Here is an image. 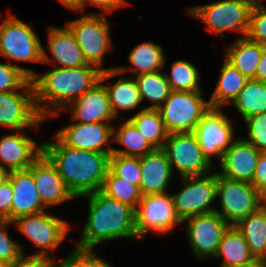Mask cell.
<instances>
[{"label":"cell","mask_w":266,"mask_h":267,"mask_svg":"<svg viewBox=\"0 0 266 267\" xmlns=\"http://www.w3.org/2000/svg\"><path fill=\"white\" fill-rule=\"evenodd\" d=\"M261 262L264 264V266L266 267V255L265 257L261 260Z\"/></svg>","instance_id":"obj_52"},{"label":"cell","mask_w":266,"mask_h":267,"mask_svg":"<svg viewBox=\"0 0 266 267\" xmlns=\"http://www.w3.org/2000/svg\"><path fill=\"white\" fill-rule=\"evenodd\" d=\"M90 3L94 6H98L103 9L105 12H113L116 8L123 7L127 4L125 0H82V9L85 8V5Z\"/></svg>","instance_id":"obj_45"},{"label":"cell","mask_w":266,"mask_h":267,"mask_svg":"<svg viewBox=\"0 0 266 267\" xmlns=\"http://www.w3.org/2000/svg\"><path fill=\"white\" fill-rule=\"evenodd\" d=\"M201 96V91H171L158 109L168 134L194 132L211 107Z\"/></svg>","instance_id":"obj_4"},{"label":"cell","mask_w":266,"mask_h":267,"mask_svg":"<svg viewBox=\"0 0 266 267\" xmlns=\"http://www.w3.org/2000/svg\"><path fill=\"white\" fill-rule=\"evenodd\" d=\"M8 181L12 186V221L31 214L45 211L42 204L37 186L33 178L32 171L25 170L12 171Z\"/></svg>","instance_id":"obj_19"},{"label":"cell","mask_w":266,"mask_h":267,"mask_svg":"<svg viewBox=\"0 0 266 267\" xmlns=\"http://www.w3.org/2000/svg\"><path fill=\"white\" fill-rule=\"evenodd\" d=\"M101 83L99 81L88 92L70 103L72 118L78 120L79 123L106 122V120L115 118L108 92Z\"/></svg>","instance_id":"obj_22"},{"label":"cell","mask_w":266,"mask_h":267,"mask_svg":"<svg viewBox=\"0 0 266 267\" xmlns=\"http://www.w3.org/2000/svg\"><path fill=\"white\" fill-rule=\"evenodd\" d=\"M138 206L136 233L140 239L150 230L163 234L182 223L176 215L172 196L167 193L142 196Z\"/></svg>","instance_id":"obj_13"},{"label":"cell","mask_w":266,"mask_h":267,"mask_svg":"<svg viewBox=\"0 0 266 267\" xmlns=\"http://www.w3.org/2000/svg\"><path fill=\"white\" fill-rule=\"evenodd\" d=\"M89 199L88 219L78 248L93 249L105 240L137 237L135 209L107 197L101 191L85 195Z\"/></svg>","instance_id":"obj_3"},{"label":"cell","mask_w":266,"mask_h":267,"mask_svg":"<svg viewBox=\"0 0 266 267\" xmlns=\"http://www.w3.org/2000/svg\"><path fill=\"white\" fill-rule=\"evenodd\" d=\"M248 138L245 139L259 151L266 150V112L251 116L245 120Z\"/></svg>","instance_id":"obj_40"},{"label":"cell","mask_w":266,"mask_h":267,"mask_svg":"<svg viewBox=\"0 0 266 267\" xmlns=\"http://www.w3.org/2000/svg\"><path fill=\"white\" fill-rule=\"evenodd\" d=\"M104 86L108 92L110 106L115 117L119 109H135L142 102L136 80L133 77L120 78L114 85Z\"/></svg>","instance_id":"obj_33"},{"label":"cell","mask_w":266,"mask_h":267,"mask_svg":"<svg viewBox=\"0 0 266 267\" xmlns=\"http://www.w3.org/2000/svg\"><path fill=\"white\" fill-rule=\"evenodd\" d=\"M188 221L187 231L193 252L199 259L214 257L224 233L231 226L218 213L210 212L185 219Z\"/></svg>","instance_id":"obj_15"},{"label":"cell","mask_w":266,"mask_h":267,"mask_svg":"<svg viewBox=\"0 0 266 267\" xmlns=\"http://www.w3.org/2000/svg\"><path fill=\"white\" fill-rule=\"evenodd\" d=\"M100 191L107 197L128 204L135 210L142 199V194L138 186L115 176L110 170H108L104 178Z\"/></svg>","instance_id":"obj_34"},{"label":"cell","mask_w":266,"mask_h":267,"mask_svg":"<svg viewBox=\"0 0 266 267\" xmlns=\"http://www.w3.org/2000/svg\"><path fill=\"white\" fill-rule=\"evenodd\" d=\"M16 223L18 230L24 233L32 242L40 247V250L32 256L43 257L55 260L49 256V251H53L66 238L69 224L42 211L40 213L22 216L12 221Z\"/></svg>","instance_id":"obj_11"},{"label":"cell","mask_w":266,"mask_h":267,"mask_svg":"<svg viewBox=\"0 0 266 267\" xmlns=\"http://www.w3.org/2000/svg\"><path fill=\"white\" fill-rule=\"evenodd\" d=\"M36 72L32 70L0 63V92L20 90Z\"/></svg>","instance_id":"obj_37"},{"label":"cell","mask_w":266,"mask_h":267,"mask_svg":"<svg viewBox=\"0 0 266 267\" xmlns=\"http://www.w3.org/2000/svg\"><path fill=\"white\" fill-rule=\"evenodd\" d=\"M109 170L117 177L139 187L141 181L140 157L111 154Z\"/></svg>","instance_id":"obj_36"},{"label":"cell","mask_w":266,"mask_h":267,"mask_svg":"<svg viewBox=\"0 0 266 267\" xmlns=\"http://www.w3.org/2000/svg\"><path fill=\"white\" fill-rule=\"evenodd\" d=\"M66 8L71 10H82V0H59Z\"/></svg>","instance_id":"obj_47"},{"label":"cell","mask_w":266,"mask_h":267,"mask_svg":"<svg viewBox=\"0 0 266 267\" xmlns=\"http://www.w3.org/2000/svg\"><path fill=\"white\" fill-rule=\"evenodd\" d=\"M0 55L16 61L51 62L34 30L13 15L0 28Z\"/></svg>","instance_id":"obj_6"},{"label":"cell","mask_w":266,"mask_h":267,"mask_svg":"<svg viewBox=\"0 0 266 267\" xmlns=\"http://www.w3.org/2000/svg\"><path fill=\"white\" fill-rule=\"evenodd\" d=\"M172 91H200L198 70L188 61L177 60L171 66V76L166 74Z\"/></svg>","instance_id":"obj_35"},{"label":"cell","mask_w":266,"mask_h":267,"mask_svg":"<svg viewBox=\"0 0 266 267\" xmlns=\"http://www.w3.org/2000/svg\"><path fill=\"white\" fill-rule=\"evenodd\" d=\"M128 120L139 130L154 149L163 148L168 132L158 109L144 108Z\"/></svg>","instance_id":"obj_29"},{"label":"cell","mask_w":266,"mask_h":267,"mask_svg":"<svg viewBox=\"0 0 266 267\" xmlns=\"http://www.w3.org/2000/svg\"><path fill=\"white\" fill-rule=\"evenodd\" d=\"M11 223L7 219H0V261L8 264L24 255L21 246L8 237L4 228Z\"/></svg>","instance_id":"obj_41"},{"label":"cell","mask_w":266,"mask_h":267,"mask_svg":"<svg viewBox=\"0 0 266 267\" xmlns=\"http://www.w3.org/2000/svg\"><path fill=\"white\" fill-rule=\"evenodd\" d=\"M235 227L243 235L253 256L262 260L266 255V202L257 211L242 218Z\"/></svg>","instance_id":"obj_26"},{"label":"cell","mask_w":266,"mask_h":267,"mask_svg":"<svg viewBox=\"0 0 266 267\" xmlns=\"http://www.w3.org/2000/svg\"><path fill=\"white\" fill-rule=\"evenodd\" d=\"M53 267H111L102 258L94 254L92 249L75 247L70 256L60 262L59 266Z\"/></svg>","instance_id":"obj_38"},{"label":"cell","mask_w":266,"mask_h":267,"mask_svg":"<svg viewBox=\"0 0 266 267\" xmlns=\"http://www.w3.org/2000/svg\"><path fill=\"white\" fill-rule=\"evenodd\" d=\"M104 16L103 13L101 15L90 13L77 20H71L66 25L75 36L86 62L100 70H103L101 68L103 57L112 45L110 26Z\"/></svg>","instance_id":"obj_7"},{"label":"cell","mask_w":266,"mask_h":267,"mask_svg":"<svg viewBox=\"0 0 266 267\" xmlns=\"http://www.w3.org/2000/svg\"><path fill=\"white\" fill-rule=\"evenodd\" d=\"M252 6L241 0H223L191 7L192 16L202 20L214 34L224 37L225 30H236L245 37L249 28Z\"/></svg>","instance_id":"obj_8"},{"label":"cell","mask_w":266,"mask_h":267,"mask_svg":"<svg viewBox=\"0 0 266 267\" xmlns=\"http://www.w3.org/2000/svg\"><path fill=\"white\" fill-rule=\"evenodd\" d=\"M112 141L126 147L123 150L112 149V154L121 156L142 157L155 150L129 120L121 124L117 131L116 128L113 127Z\"/></svg>","instance_id":"obj_30"},{"label":"cell","mask_w":266,"mask_h":267,"mask_svg":"<svg viewBox=\"0 0 266 267\" xmlns=\"http://www.w3.org/2000/svg\"><path fill=\"white\" fill-rule=\"evenodd\" d=\"M0 267H8V263L0 261Z\"/></svg>","instance_id":"obj_51"},{"label":"cell","mask_w":266,"mask_h":267,"mask_svg":"<svg viewBox=\"0 0 266 267\" xmlns=\"http://www.w3.org/2000/svg\"><path fill=\"white\" fill-rule=\"evenodd\" d=\"M265 47L247 36L238 37L228 48L225 60L248 79H254Z\"/></svg>","instance_id":"obj_25"},{"label":"cell","mask_w":266,"mask_h":267,"mask_svg":"<svg viewBox=\"0 0 266 267\" xmlns=\"http://www.w3.org/2000/svg\"><path fill=\"white\" fill-rule=\"evenodd\" d=\"M254 79L266 83V47L263 50V54L257 67Z\"/></svg>","instance_id":"obj_46"},{"label":"cell","mask_w":266,"mask_h":267,"mask_svg":"<svg viewBox=\"0 0 266 267\" xmlns=\"http://www.w3.org/2000/svg\"><path fill=\"white\" fill-rule=\"evenodd\" d=\"M251 184L266 199V150L260 151Z\"/></svg>","instance_id":"obj_42"},{"label":"cell","mask_w":266,"mask_h":267,"mask_svg":"<svg viewBox=\"0 0 266 267\" xmlns=\"http://www.w3.org/2000/svg\"><path fill=\"white\" fill-rule=\"evenodd\" d=\"M216 197H219L221 211L215 209V212L234 226L266 202V199L251 183L230 180L218 173Z\"/></svg>","instance_id":"obj_5"},{"label":"cell","mask_w":266,"mask_h":267,"mask_svg":"<svg viewBox=\"0 0 266 267\" xmlns=\"http://www.w3.org/2000/svg\"><path fill=\"white\" fill-rule=\"evenodd\" d=\"M141 181L139 189L142 196L165 194L169 180L171 179L172 168L162 149H155L140 157Z\"/></svg>","instance_id":"obj_21"},{"label":"cell","mask_w":266,"mask_h":267,"mask_svg":"<svg viewBox=\"0 0 266 267\" xmlns=\"http://www.w3.org/2000/svg\"><path fill=\"white\" fill-rule=\"evenodd\" d=\"M48 48L58 68H77L88 65L75 36L66 26L63 28L50 27L48 29Z\"/></svg>","instance_id":"obj_24"},{"label":"cell","mask_w":266,"mask_h":267,"mask_svg":"<svg viewBox=\"0 0 266 267\" xmlns=\"http://www.w3.org/2000/svg\"><path fill=\"white\" fill-rule=\"evenodd\" d=\"M220 267H265L261 261H252L239 265H225Z\"/></svg>","instance_id":"obj_48"},{"label":"cell","mask_w":266,"mask_h":267,"mask_svg":"<svg viewBox=\"0 0 266 267\" xmlns=\"http://www.w3.org/2000/svg\"><path fill=\"white\" fill-rule=\"evenodd\" d=\"M260 151L244 139L235 140L224 152L219 175L235 181L252 183Z\"/></svg>","instance_id":"obj_17"},{"label":"cell","mask_w":266,"mask_h":267,"mask_svg":"<svg viewBox=\"0 0 266 267\" xmlns=\"http://www.w3.org/2000/svg\"><path fill=\"white\" fill-rule=\"evenodd\" d=\"M24 91L0 92V126L23 131L27 127L38 128L43 120L36 104L34 87L29 79L24 84Z\"/></svg>","instance_id":"obj_12"},{"label":"cell","mask_w":266,"mask_h":267,"mask_svg":"<svg viewBox=\"0 0 266 267\" xmlns=\"http://www.w3.org/2000/svg\"><path fill=\"white\" fill-rule=\"evenodd\" d=\"M249 79L226 60L221 68L219 81L209 101L213 108L233 102Z\"/></svg>","instance_id":"obj_27"},{"label":"cell","mask_w":266,"mask_h":267,"mask_svg":"<svg viewBox=\"0 0 266 267\" xmlns=\"http://www.w3.org/2000/svg\"><path fill=\"white\" fill-rule=\"evenodd\" d=\"M43 153V145H37L21 130L0 140V160L9 172L28 169Z\"/></svg>","instance_id":"obj_20"},{"label":"cell","mask_w":266,"mask_h":267,"mask_svg":"<svg viewBox=\"0 0 266 267\" xmlns=\"http://www.w3.org/2000/svg\"><path fill=\"white\" fill-rule=\"evenodd\" d=\"M130 63L135 68L115 67L103 69L100 75V81L110 79L115 75L127 71H136V75L159 72L164 67L165 55L163 49L153 42H145L137 45L129 54Z\"/></svg>","instance_id":"obj_23"},{"label":"cell","mask_w":266,"mask_h":267,"mask_svg":"<svg viewBox=\"0 0 266 267\" xmlns=\"http://www.w3.org/2000/svg\"><path fill=\"white\" fill-rule=\"evenodd\" d=\"M57 141L42 143L43 154L56 167L74 197L100 191L109 170L111 154L73 149Z\"/></svg>","instance_id":"obj_1"},{"label":"cell","mask_w":266,"mask_h":267,"mask_svg":"<svg viewBox=\"0 0 266 267\" xmlns=\"http://www.w3.org/2000/svg\"><path fill=\"white\" fill-rule=\"evenodd\" d=\"M244 2H247L248 4H250L251 6H258L261 5L259 0H241Z\"/></svg>","instance_id":"obj_50"},{"label":"cell","mask_w":266,"mask_h":267,"mask_svg":"<svg viewBox=\"0 0 266 267\" xmlns=\"http://www.w3.org/2000/svg\"><path fill=\"white\" fill-rule=\"evenodd\" d=\"M250 40L266 46V7L261 4L252 6L249 28L246 35Z\"/></svg>","instance_id":"obj_39"},{"label":"cell","mask_w":266,"mask_h":267,"mask_svg":"<svg viewBox=\"0 0 266 267\" xmlns=\"http://www.w3.org/2000/svg\"><path fill=\"white\" fill-rule=\"evenodd\" d=\"M140 92L141 100H151L153 105L147 109H159L171 93L170 84L167 81L166 73L151 72L135 76Z\"/></svg>","instance_id":"obj_32"},{"label":"cell","mask_w":266,"mask_h":267,"mask_svg":"<svg viewBox=\"0 0 266 267\" xmlns=\"http://www.w3.org/2000/svg\"><path fill=\"white\" fill-rule=\"evenodd\" d=\"M54 262L52 260L37 257V256H27L22 255L18 260L8 264V267H53Z\"/></svg>","instance_id":"obj_44"},{"label":"cell","mask_w":266,"mask_h":267,"mask_svg":"<svg viewBox=\"0 0 266 267\" xmlns=\"http://www.w3.org/2000/svg\"><path fill=\"white\" fill-rule=\"evenodd\" d=\"M232 103L244 121L251 116L266 112V83L249 79Z\"/></svg>","instance_id":"obj_31"},{"label":"cell","mask_w":266,"mask_h":267,"mask_svg":"<svg viewBox=\"0 0 266 267\" xmlns=\"http://www.w3.org/2000/svg\"><path fill=\"white\" fill-rule=\"evenodd\" d=\"M12 186L7 180L0 186V219L12 222Z\"/></svg>","instance_id":"obj_43"},{"label":"cell","mask_w":266,"mask_h":267,"mask_svg":"<svg viewBox=\"0 0 266 267\" xmlns=\"http://www.w3.org/2000/svg\"><path fill=\"white\" fill-rule=\"evenodd\" d=\"M220 256H224L221 266L261 261L253 256L243 235L234 225H231L224 233L214 258Z\"/></svg>","instance_id":"obj_28"},{"label":"cell","mask_w":266,"mask_h":267,"mask_svg":"<svg viewBox=\"0 0 266 267\" xmlns=\"http://www.w3.org/2000/svg\"><path fill=\"white\" fill-rule=\"evenodd\" d=\"M10 172L4 165H0V186L3 185L9 177Z\"/></svg>","instance_id":"obj_49"},{"label":"cell","mask_w":266,"mask_h":267,"mask_svg":"<svg viewBox=\"0 0 266 267\" xmlns=\"http://www.w3.org/2000/svg\"><path fill=\"white\" fill-rule=\"evenodd\" d=\"M162 150L171 165L183 177L209 174L212 162L204 155L194 133L168 134Z\"/></svg>","instance_id":"obj_9"},{"label":"cell","mask_w":266,"mask_h":267,"mask_svg":"<svg viewBox=\"0 0 266 267\" xmlns=\"http://www.w3.org/2000/svg\"><path fill=\"white\" fill-rule=\"evenodd\" d=\"M56 137L73 149L112 154L113 148L103 147L113 139V127L107 122L86 124L77 121L58 131Z\"/></svg>","instance_id":"obj_16"},{"label":"cell","mask_w":266,"mask_h":267,"mask_svg":"<svg viewBox=\"0 0 266 267\" xmlns=\"http://www.w3.org/2000/svg\"><path fill=\"white\" fill-rule=\"evenodd\" d=\"M95 67V68H94ZM102 70L92 64L77 68H57L43 76L36 73L32 78L35 104L43 119L58 115L70 103L88 92L100 81ZM56 107L49 110L39 104Z\"/></svg>","instance_id":"obj_2"},{"label":"cell","mask_w":266,"mask_h":267,"mask_svg":"<svg viewBox=\"0 0 266 267\" xmlns=\"http://www.w3.org/2000/svg\"><path fill=\"white\" fill-rule=\"evenodd\" d=\"M232 127L231 120L222 113L221 108L213 107H210L197 124L193 133L210 162L214 155L218 156L220 162L224 152L234 142Z\"/></svg>","instance_id":"obj_14"},{"label":"cell","mask_w":266,"mask_h":267,"mask_svg":"<svg viewBox=\"0 0 266 267\" xmlns=\"http://www.w3.org/2000/svg\"><path fill=\"white\" fill-rule=\"evenodd\" d=\"M29 169L33 173L40 200L45 207L58 205L74 198L56 167L43 153Z\"/></svg>","instance_id":"obj_18"},{"label":"cell","mask_w":266,"mask_h":267,"mask_svg":"<svg viewBox=\"0 0 266 267\" xmlns=\"http://www.w3.org/2000/svg\"><path fill=\"white\" fill-rule=\"evenodd\" d=\"M184 188L171 195L175 212L180 221L193 216L214 212L210 205L216 199L217 173L183 177Z\"/></svg>","instance_id":"obj_10"}]
</instances>
